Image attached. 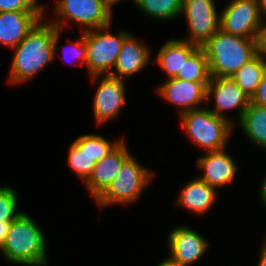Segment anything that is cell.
Returning a JSON list of instances; mask_svg holds the SVG:
<instances>
[{
  "label": "cell",
  "instance_id": "cell-1",
  "mask_svg": "<svg viewBox=\"0 0 266 266\" xmlns=\"http://www.w3.org/2000/svg\"><path fill=\"white\" fill-rule=\"evenodd\" d=\"M44 17L14 47L9 83L13 85L30 81L56 57L61 30Z\"/></svg>",
  "mask_w": 266,
  "mask_h": 266
},
{
  "label": "cell",
  "instance_id": "cell-2",
  "mask_svg": "<svg viewBox=\"0 0 266 266\" xmlns=\"http://www.w3.org/2000/svg\"><path fill=\"white\" fill-rule=\"evenodd\" d=\"M46 243L42 229L31 216L23 211L12 221L0 253L7 263L47 266Z\"/></svg>",
  "mask_w": 266,
  "mask_h": 266
},
{
  "label": "cell",
  "instance_id": "cell-3",
  "mask_svg": "<svg viewBox=\"0 0 266 266\" xmlns=\"http://www.w3.org/2000/svg\"><path fill=\"white\" fill-rule=\"evenodd\" d=\"M211 77H231L258 54L257 39H246L219 29L203 46Z\"/></svg>",
  "mask_w": 266,
  "mask_h": 266
},
{
  "label": "cell",
  "instance_id": "cell-4",
  "mask_svg": "<svg viewBox=\"0 0 266 266\" xmlns=\"http://www.w3.org/2000/svg\"><path fill=\"white\" fill-rule=\"evenodd\" d=\"M180 120L191 141L206 152L225 149L234 127L204 106L180 114Z\"/></svg>",
  "mask_w": 266,
  "mask_h": 266
},
{
  "label": "cell",
  "instance_id": "cell-5",
  "mask_svg": "<svg viewBox=\"0 0 266 266\" xmlns=\"http://www.w3.org/2000/svg\"><path fill=\"white\" fill-rule=\"evenodd\" d=\"M131 155L121 166L110 186L95 200L102 209L108 205H127L139 200L154 173Z\"/></svg>",
  "mask_w": 266,
  "mask_h": 266
},
{
  "label": "cell",
  "instance_id": "cell-6",
  "mask_svg": "<svg viewBox=\"0 0 266 266\" xmlns=\"http://www.w3.org/2000/svg\"><path fill=\"white\" fill-rule=\"evenodd\" d=\"M112 8L108 0H57L54 7L56 20L49 21L61 31L67 21L75 22L85 32L111 25Z\"/></svg>",
  "mask_w": 266,
  "mask_h": 266
},
{
  "label": "cell",
  "instance_id": "cell-7",
  "mask_svg": "<svg viewBox=\"0 0 266 266\" xmlns=\"http://www.w3.org/2000/svg\"><path fill=\"white\" fill-rule=\"evenodd\" d=\"M110 26L86 31L87 58L85 65L89 76L110 75L115 68L124 40L129 32L111 34Z\"/></svg>",
  "mask_w": 266,
  "mask_h": 266
},
{
  "label": "cell",
  "instance_id": "cell-8",
  "mask_svg": "<svg viewBox=\"0 0 266 266\" xmlns=\"http://www.w3.org/2000/svg\"><path fill=\"white\" fill-rule=\"evenodd\" d=\"M262 21L258 0H232L220 13V29L246 39H258Z\"/></svg>",
  "mask_w": 266,
  "mask_h": 266
},
{
  "label": "cell",
  "instance_id": "cell-9",
  "mask_svg": "<svg viewBox=\"0 0 266 266\" xmlns=\"http://www.w3.org/2000/svg\"><path fill=\"white\" fill-rule=\"evenodd\" d=\"M214 0H183L182 15L186 17L189 37L183 40L203 46L219 29L220 13Z\"/></svg>",
  "mask_w": 266,
  "mask_h": 266
},
{
  "label": "cell",
  "instance_id": "cell-10",
  "mask_svg": "<svg viewBox=\"0 0 266 266\" xmlns=\"http://www.w3.org/2000/svg\"><path fill=\"white\" fill-rule=\"evenodd\" d=\"M90 78L92 83L100 80L93 98V114L97 125H103L116 118L125 104L126 82L110 75H93Z\"/></svg>",
  "mask_w": 266,
  "mask_h": 266
},
{
  "label": "cell",
  "instance_id": "cell-11",
  "mask_svg": "<svg viewBox=\"0 0 266 266\" xmlns=\"http://www.w3.org/2000/svg\"><path fill=\"white\" fill-rule=\"evenodd\" d=\"M167 242L170 256L166 259L177 266H189L198 262L210 245L201 234L187 226L173 228Z\"/></svg>",
  "mask_w": 266,
  "mask_h": 266
},
{
  "label": "cell",
  "instance_id": "cell-12",
  "mask_svg": "<svg viewBox=\"0 0 266 266\" xmlns=\"http://www.w3.org/2000/svg\"><path fill=\"white\" fill-rule=\"evenodd\" d=\"M207 102L214 99V108L210 109L215 115L229 120L233 125L232 119L227 118V110H238V122L241 119L244 111L250 104V98L238 87L236 82L230 77H211L207 86Z\"/></svg>",
  "mask_w": 266,
  "mask_h": 266
},
{
  "label": "cell",
  "instance_id": "cell-13",
  "mask_svg": "<svg viewBox=\"0 0 266 266\" xmlns=\"http://www.w3.org/2000/svg\"><path fill=\"white\" fill-rule=\"evenodd\" d=\"M209 82L184 81L170 78L159 85L157 92L166 101L179 107V115L201 108L207 102V86ZM200 105V106H199Z\"/></svg>",
  "mask_w": 266,
  "mask_h": 266
},
{
  "label": "cell",
  "instance_id": "cell-14",
  "mask_svg": "<svg viewBox=\"0 0 266 266\" xmlns=\"http://www.w3.org/2000/svg\"><path fill=\"white\" fill-rule=\"evenodd\" d=\"M125 142L122 139L106 157L97 162L91 175L84 182L94 200L110 186L122 164L132 155Z\"/></svg>",
  "mask_w": 266,
  "mask_h": 266
},
{
  "label": "cell",
  "instance_id": "cell-15",
  "mask_svg": "<svg viewBox=\"0 0 266 266\" xmlns=\"http://www.w3.org/2000/svg\"><path fill=\"white\" fill-rule=\"evenodd\" d=\"M236 164L226 148L206 152L197 159V167L202 173L198 178L219 192V188L229 185L234 180L238 169Z\"/></svg>",
  "mask_w": 266,
  "mask_h": 266
},
{
  "label": "cell",
  "instance_id": "cell-16",
  "mask_svg": "<svg viewBox=\"0 0 266 266\" xmlns=\"http://www.w3.org/2000/svg\"><path fill=\"white\" fill-rule=\"evenodd\" d=\"M45 16V11L0 12V44L13 49Z\"/></svg>",
  "mask_w": 266,
  "mask_h": 266
},
{
  "label": "cell",
  "instance_id": "cell-17",
  "mask_svg": "<svg viewBox=\"0 0 266 266\" xmlns=\"http://www.w3.org/2000/svg\"><path fill=\"white\" fill-rule=\"evenodd\" d=\"M150 49L130 34L122 44L115 66L116 71L113 70L110 76L124 81L127 78L130 80L131 75L139 73L150 63L152 53Z\"/></svg>",
  "mask_w": 266,
  "mask_h": 266
},
{
  "label": "cell",
  "instance_id": "cell-18",
  "mask_svg": "<svg viewBox=\"0 0 266 266\" xmlns=\"http://www.w3.org/2000/svg\"><path fill=\"white\" fill-rule=\"evenodd\" d=\"M219 192L200 180L198 177L190 179L188 183L182 187L176 199V206L180 205L189 212L196 215L206 214L210 208L212 209L215 201L218 199Z\"/></svg>",
  "mask_w": 266,
  "mask_h": 266
},
{
  "label": "cell",
  "instance_id": "cell-19",
  "mask_svg": "<svg viewBox=\"0 0 266 266\" xmlns=\"http://www.w3.org/2000/svg\"><path fill=\"white\" fill-rule=\"evenodd\" d=\"M199 46L182 39H168L160 47L156 56V64L167 74V78H175L184 62Z\"/></svg>",
  "mask_w": 266,
  "mask_h": 266
},
{
  "label": "cell",
  "instance_id": "cell-20",
  "mask_svg": "<svg viewBox=\"0 0 266 266\" xmlns=\"http://www.w3.org/2000/svg\"><path fill=\"white\" fill-rule=\"evenodd\" d=\"M238 123L246 138L266 151V107L250 103Z\"/></svg>",
  "mask_w": 266,
  "mask_h": 266
},
{
  "label": "cell",
  "instance_id": "cell-21",
  "mask_svg": "<svg viewBox=\"0 0 266 266\" xmlns=\"http://www.w3.org/2000/svg\"><path fill=\"white\" fill-rule=\"evenodd\" d=\"M266 72V59L258 53L252 60L245 63L232 78L238 87L249 97L255 93L256 88L262 81L263 75Z\"/></svg>",
  "mask_w": 266,
  "mask_h": 266
},
{
  "label": "cell",
  "instance_id": "cell-22",
  "mask_svg": "<svg viewBox=\"0 0 266 266\" xmlns=\"http://www.w3.org/2000/svg\"><path fill=\"white\" fill-rule=\"evenodd\" d=\"M136 7L148 17L169 21L181 16L183 0H133Z\"/></svg>",
  "mask_w": 266,
  "mask_h": 266
},
{
  "label": "cell",
  "instance_id": "cell-23",
  "mask_svg": "<svg viewBox=\"0 0 266 266\" xmlns=\"http://www.w3.org/2000/svg\"><path fill=\"white\" fill-rule=\"evenodd\" d=\"M177 79L194 82H209L211 75L209 72V64L205 51L202 47H198L184 62L182 69L179 71Z\"/></svg>",
  "mask_w": 266,
  "mask_h": 266
},
{
  "label": "cell",
  "instance_id": "cell-24",
  "mask_svg": "<svg viewBox=\"0 0 266 266\" xmlns=\"http://www.w3.org/2000/svg\"><path fill=\"white\" fill-rule=\"evenodd\" d=\"M122 139L111 142L101 134H84L78 136L74 142L79 147H86V151L97 163L106 157Z\"/></svg>",
  "mask_w": 266,
  "mask_h": 266
},
{
  "label": "cell",
  "instance_id": "cell-25",
  "mask_svg": "<svg viewBox=\"0 0 266 266\" xmlns=\"http://www.w3.org/2000/svg\"><path fill=\"white\" fill-rule=\"evenodd\" d=\"M67 164L84 182L96 166V162L88 154L86 147H79L74 141L68 149Z\"/></svg>",
  "mask_w": 266,
  "mask_h": 266
},
{
  "label": "cell",
  "instance_id": "cell-26",
  "mask_svg": "<svg viewBox=\"0 0 266 266\" xmlns=\"http://www.w3.org/2000/svg\"><path fill=\"white\" fill-rule=\"evenodd\" d=\"M19 195L10 186H0V223L12 222L23 211L16 210L19 203Z\"/></svg>",
  "mask_w": 266,
  "mask_h": 266
},
{
  "label": "cell",
  "instance_id": "cell-27",
  "mask_svg": "<svg viewBox=\"0 0 266 266\" xmlns=\"http://www.w3.org/2000/svg\"><path fill=\"white\" fill-rule=\"evenodd\" d=\"M81 33L82 36L77 41L69 43L68 48L63 47V49H65L63 50V58L65 60L73 58V60H75V63L79 64L80 62V64H85L87 58L86 31Z\"/></svg>",
  "mask_w": 266,
  "mask_h": 266
},
{
  "label": "cell",
  "instance_id": "cell-28",
  "mask_svg": "<svg viewBox=\"0 0 266 266\" xmlns=\"http://www.w3.org/2000/svg\"><path fill=\"white\" fill-rule=\"evenodd\" d=\"M37 0H0V12L12 11H45L43 4Z\"/></svg>",
  "mask_w": 266,
  "mask_h": 266
},
{
  "label": "cell",
  "instance_id": "cell-29",
  "mask_svg": "<svg viewBox=\"0 0 266 266\" xmlns=\"http://www.w3.org/2000/svg\"><path fill=\"white\" fill-rule=\"evenodd\" d=\"M250 103L266 107V72L263 75L262 81L256 88L255 93L250 98Z\"/></svg>",
  "mask_w": 266,
  "mask_h": 266
},
{
  "label": "cell",
  "instance_id": "cell-30",
  "mask_svg": "<svg viewBox=\"0 0 266 266\" xmlns=\"http://www.w3.org/2000/svg\"><path fill=\"white\" fill-rule=\"evenodd\" d=\"M258 42V53L262 54L266 59V19L262 21L260 34L257 39Z\"/></svg>",
  "mask_w": 266,
  "mask_h": 266
},
{
  "label": "cell",
  "instance_id": "cell-31",
  "mask_svg": "<svg viewBox=\"0 0 266 266\" xmlns=\"http://www.w3.org/2000/svg\"><path fill=\"white\" fill-rule=\"evenodd\" d=\"M12 222H2L0 223V248L5 242L6 236L9 232V228Z\"/></svg>",
  "mask_w": 266,
  "mask_h": 266
},
{
  "label": "cell",
  "instance_id": "cell-32",
  "mask_svg": "<svg viewBox=\"0 0 266 266\" xmlns=\"http://www.w3.org/2000/svg\"><path fill=\"white\" fill-rule=\"evenodd\" d=\"M257 266H266V241L263 240L261 250L259 252V261Z\"/></svg>",
  "mask_w": 266,
  "mask_h": 266
},
{
  "label": "cell",
  "instance_id": "cell-33",
  "mask_svg": "<svg viewBox=\"0 0 266 266\" xmlns=\"http://www.w3.org/2000/svg\"><path fill=\"white\" fill-rule=\"evenodd\" d=\"M263 178L264 179L261 182L259 196H260V200H261L262 205L266 207V175Z\"/></svg>",
  "mask_w": 266,
  "mask_h": 266
},
{
  "label": "cell",
  "instance_id": "cell-34",
  "mask_svg": "<svg viewBox=\"0 0 266 266\" xmlns=\"http://www.w3.org/2000/svg\"><path fill=\"white\" fill-rule=\"evenodd\" d=\"M261 16L264 19H266V0H258Z\"/></svg>",
  "mask_w": 266,
  "mask_h": 266
},
{
  "label": "cell",
  "instance_id": "cell-35",
  "mask_svg": "<svg viewBox=\"0 0 266 266\" xmlns=\"http://www.w3.org/2000/svg\"><path fill=\"white\" fill-rule=\"evenodd\" d=\"M157 266H177V265H174V264L170 263L167 259H164Z\"/></svg>",
  "mask_w": 266,
  "mask_h": 266
},
{
  "label": "cell",
  "instance_id": "cell-36",
  "mask_svg": "<svg viewBox=\"0 0 266 266\" xmlns=\"http://www.w3.org/2000/svg\"><path fill=\"white\" fill-rule=\"evenodd\" d=\"M113 6L116 4H119V2H121V0H108ZM133 1V0H132Z\"/></svg>",
  "mask_w": 266,
  "mask_h": 266
}]
</instances>
